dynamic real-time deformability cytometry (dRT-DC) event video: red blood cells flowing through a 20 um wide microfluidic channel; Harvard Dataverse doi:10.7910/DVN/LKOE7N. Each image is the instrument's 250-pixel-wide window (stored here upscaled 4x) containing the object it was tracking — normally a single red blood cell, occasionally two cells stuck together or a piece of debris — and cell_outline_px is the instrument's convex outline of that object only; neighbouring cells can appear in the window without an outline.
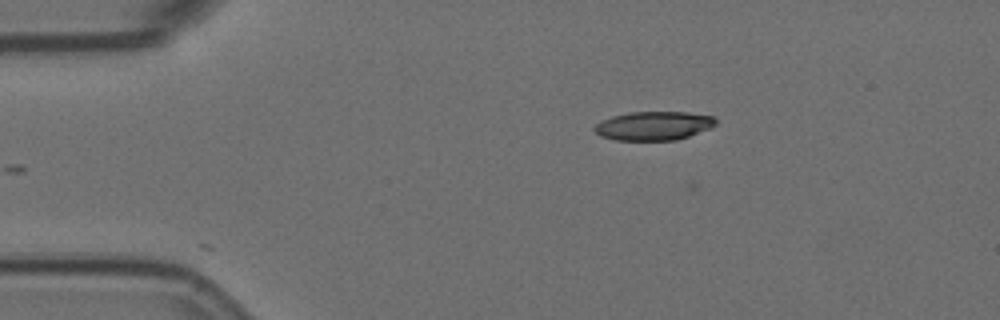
{"species": "Egyptian fruit bat (a non-hibernating species)", "species_latin": "Rousettus aegyptiacus", "temperature_condition": "room temperature", "stored_images_in_passage": 4, "camera_frame_rate_fps": 3000, "um_per_image_px": 0.085, "animal": {"sex": "female"}, "frame": {"image": 1, "passage_image": 4, "time_ms": 1.0, "image_size_px": [1000, 320], "cell_outline_px": [[716, 124], [712, 128], [676, 140], [616, 140], [600, 136], [592, 128], [600, 120], [612, 116], [632, 112], [688, 112], [716, 116]], "centroid_in_image_um": [55.58, 10.69], "position_along_channel_um": 29.4, "area_um2": 20.52}}